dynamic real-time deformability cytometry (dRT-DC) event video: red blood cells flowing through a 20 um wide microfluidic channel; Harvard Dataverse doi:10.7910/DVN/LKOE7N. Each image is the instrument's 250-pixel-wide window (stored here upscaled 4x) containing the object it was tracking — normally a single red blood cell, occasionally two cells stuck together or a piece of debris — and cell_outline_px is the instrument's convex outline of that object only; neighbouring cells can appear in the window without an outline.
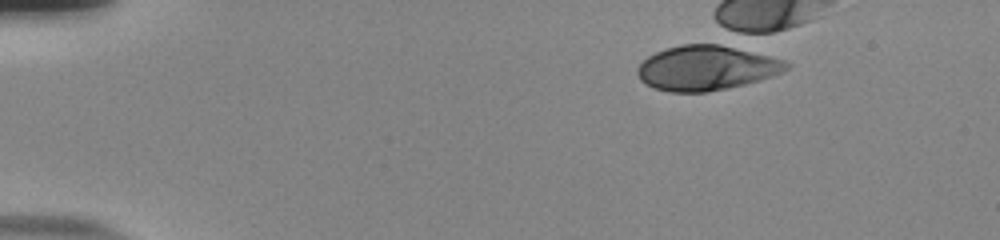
{"species": "human", "species_latin": "Homo sapiens", "temperature_condition": "room temperature", "stored_images_in_passage": 1, "camera_frame_rate_fps": 3000, "um_per_image_px": 0.085, "donor": {"sex": "male"}, "frame": {"image": 1, "passage_image": 1, "time_ms": 0.0, "image_size_px": [1000, 240], "cell_outline_px": [[792, 64], [788, 68], [780, 72], [744, 84], [708, 92], [668, 92], [644, 84], [640, 80], [636, 72], [636, 68], [648, 56], [656, 52], [680, 44], [720, 44], [740, 48], [784, 60]], "centroid_in_image_um": [60.0, 5.77], "position_along_channel_um": 25.0, "area_um2": 38.61}}